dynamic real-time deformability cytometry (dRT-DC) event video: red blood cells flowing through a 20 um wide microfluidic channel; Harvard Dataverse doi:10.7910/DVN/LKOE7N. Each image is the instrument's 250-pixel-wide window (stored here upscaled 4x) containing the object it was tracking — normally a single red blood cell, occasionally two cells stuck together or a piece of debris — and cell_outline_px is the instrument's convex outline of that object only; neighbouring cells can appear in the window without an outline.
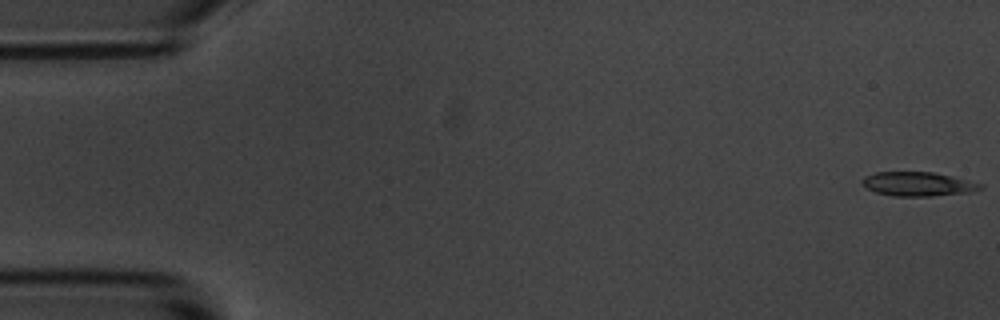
{"species": "common noctule bat (a hibernating species)", "species_latin": "Nyctalus noctula", "temperature_condition": "room temperature", "stored_images_in_passage": 5, "camera_frame_rate_fps": 3000, "um_per_image_px": 0.085, "animal": {"sex": "male", "body_mass_g": 20.1, "forearm_length_mm": 53.5}, "frame": {"image": 1, "passage_image": 1, "time_ms": 0.0, "image_size_px": [1000, 320], "cell_outline_px": [[984, 188], [972, 192], [928, 196], [892, 196], [876, 192], [864, 188], [860, 180], [864, 176], [876, 172], [932, 172], [984, 184]], "centroid_in_image_um": [77.99, 15.64], "position_along_channel_um": 7.0, "area_um2": 16.65}}
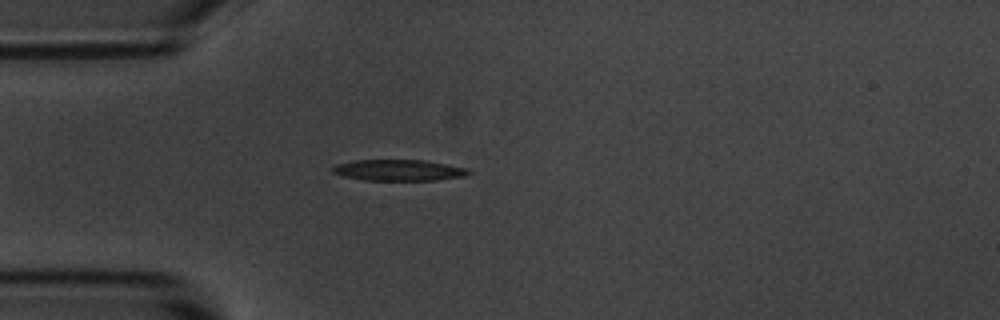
{"frame": {"image": 2, "passage_image": 5, "time_ms": 4.667, "image_size_px": [1000, 320], "cell_outline_px": [[472, 172], [464, 176], [436, 180], [364, 180], [344, 176], [332, 172], [332, 168], [336, 164], [352, 160], [424, 160], [468, 168]], "centroid_in_image_um": [33.89, 14.46], "position_along_channel_um": 51.1, "area_um2": 16.7}}